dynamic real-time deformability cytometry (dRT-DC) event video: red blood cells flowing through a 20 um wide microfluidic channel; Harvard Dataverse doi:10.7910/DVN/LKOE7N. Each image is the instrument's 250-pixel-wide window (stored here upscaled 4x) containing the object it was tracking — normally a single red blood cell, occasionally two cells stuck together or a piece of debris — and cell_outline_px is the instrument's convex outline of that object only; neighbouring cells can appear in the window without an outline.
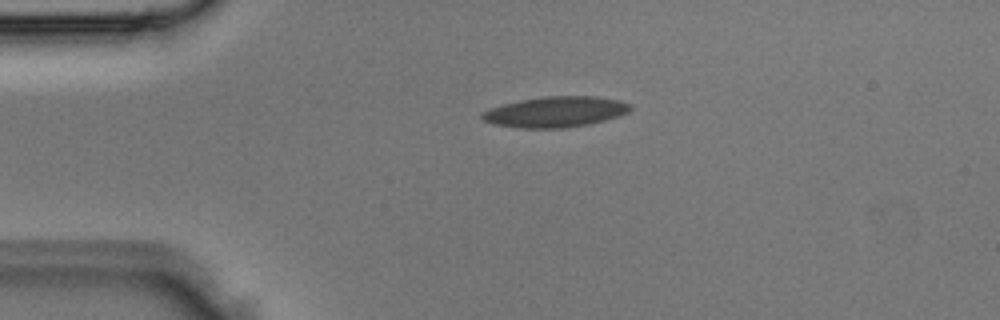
{"species": "Egyptian fruit bat (a non-hibernating species)", "species_latin": "Rousettus aegyptiacus", "temperature_condition": "room temperature", "stored_images_in_passage": 2, "camera_frame_rate_fps": 3000, "um_per_image_px": 0.085, "animal": {"sex": "male"}, "frame": {"image": 1, "passage_image": 1, "time_ms": 0.0, "image_size_px": [1000, 320], "cell_outline_px": [[632, 108], [628, 112], [620, 116], [588, 124], [564, 128], [520, 128], [492, 124], [484, 120], [480, 116], [480, 112], [504, 104], [520, 100], [544, 96], [596, 96], [620, 100], [632, 104]], "centroid_in_image_um": [47.23, 9.5], "position_along_channel_um": 37.8, "area_um2": 26.59}}